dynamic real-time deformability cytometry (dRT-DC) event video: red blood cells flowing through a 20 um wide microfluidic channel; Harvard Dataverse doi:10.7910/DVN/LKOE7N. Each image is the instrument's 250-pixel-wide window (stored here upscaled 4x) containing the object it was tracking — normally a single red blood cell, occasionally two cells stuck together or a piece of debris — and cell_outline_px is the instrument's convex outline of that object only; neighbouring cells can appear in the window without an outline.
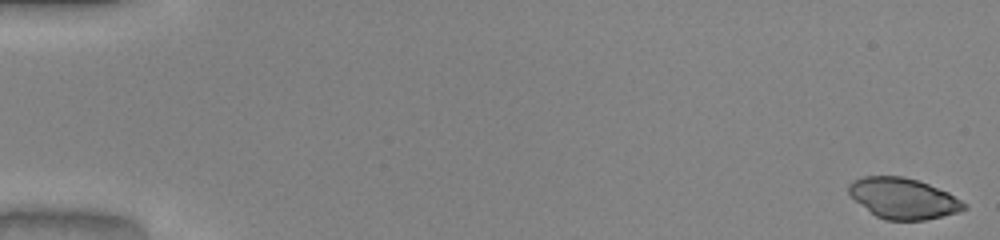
{"species": "common noctule bat (a hibernating species)", "species_latin": "Nyctalus noctula", "temperature_condition": "warm", "stored_images_in_passage": 51, "camera_frame_rate_fps": 3000, "um_per_image_px": 0.085, "animal": {"sex": "male", "body_mass_g": 20.0, "forearm_length_mm": 53.3}, "frame": {"image": 1, "passage_image": 1, "time_ms": 0.0, "image_size_px": [1000, 240], "cell_outline_px": [[968, 208], [960, 212], [924, 220], [884, 220], [876, 216], [856, 200], [848, 192], [848, 184], [852, 180], [864, 176], [904, 176], [928, 184], [948, 192], [968, 204]], "centroid_in_image_um": [76.8, 16.86], "position_along_channel_um": 8.2, "area_um2": 27.34}}
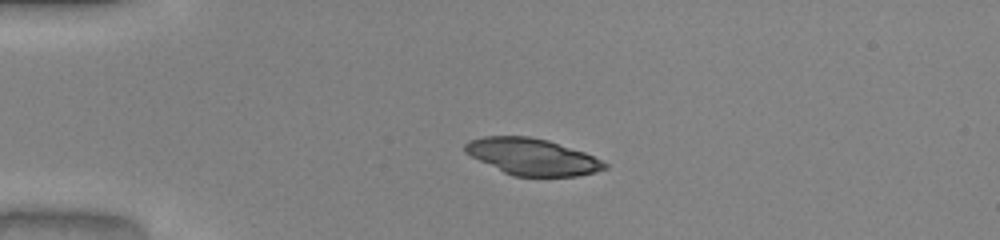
{"frame": {"image": 2, "passage_image": 13, "time_ms": 4.0, "image_size_px": [1000, 240], "cell_outline_px": [[608, 168], [596, 172], [576, 176], [512, 176], [464, 152], [464, 144], [468, 140], [484, 136], [528, 136], [548, 140], [584, 152], [608, 164]], "centroid_in_image_um": [45.24, 13.32], "position_along_channel_um": 39.8, "area_um2": 29.54}}